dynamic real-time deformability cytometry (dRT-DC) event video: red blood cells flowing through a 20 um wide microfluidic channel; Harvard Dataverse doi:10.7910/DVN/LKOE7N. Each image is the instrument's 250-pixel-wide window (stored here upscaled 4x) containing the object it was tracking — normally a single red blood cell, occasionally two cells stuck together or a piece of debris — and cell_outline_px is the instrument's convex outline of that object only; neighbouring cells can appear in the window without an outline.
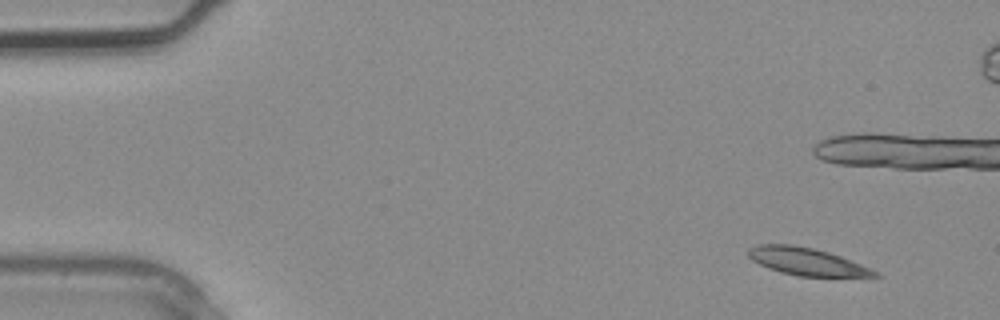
{"species": "common noctule bat (a hibernating species)", "species_latin": "Nyctalus noctula", "temperature_condition": "warm", "stored_images_in_passage": 7, "camera_frame_rate_fps": 3000, "um_per_image_px": 0.085, "animal": {"sex": "male", "body_mass_g": 20.4}, "frame": {"image": 1, "passage_image": 1, "time_ms": 0.0, "image_size_px": [1000, 320], "cell_outline_px": [[880, 276], [800, 276], [780, 272], [768, 268], [752, 260], [748, 256], [748, 248], [760, 244], [792, 244], [812, 248], [828, 252], [840, 256], [880, 272]], "centroid_in_image_um": [68.54, 22.22], "position_along_channel_um": 16.5, "area_um2": 20.0}}